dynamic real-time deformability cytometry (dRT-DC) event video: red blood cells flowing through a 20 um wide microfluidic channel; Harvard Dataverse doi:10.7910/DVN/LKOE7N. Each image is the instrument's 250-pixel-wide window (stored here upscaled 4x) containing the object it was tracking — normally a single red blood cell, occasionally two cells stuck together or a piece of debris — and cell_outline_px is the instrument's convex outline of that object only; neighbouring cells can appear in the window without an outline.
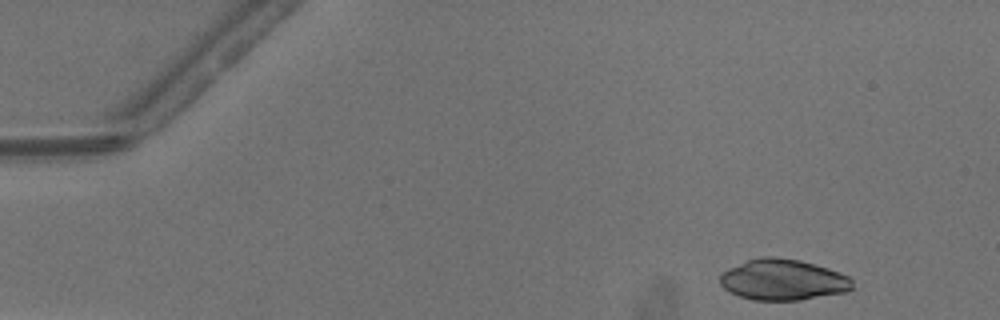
{"species": "common noctule bat (a hibernating species)", "species_latin": "Nyctalus noctula", "temperature_condition": "warm", "stored_images_in_passage": 34, "camera_frame_rate_fps": 3000, "um_per_image_px": 0.085, "animal": {"sex": "male", "body_mass_g": 13.3}, "frame": {"image": 1, "passage_image": 1, "time_ms": 0.0, "image_size_px": [1000, 320], "cell_outline_px": [[856, 288], [848, 292], [800, 300], [752, 300], [728, 292], [720, 284], [720, 276], [728, 268], [748, 260], [760, 256], [776, 256], [800, 260], [828, 268], [840, 272], [848, 276], [852, 280]], "centroid_in_image_um": [66.59, 23.78], "position_along_channel_um": 18.4, "area_um2": 31.96}}
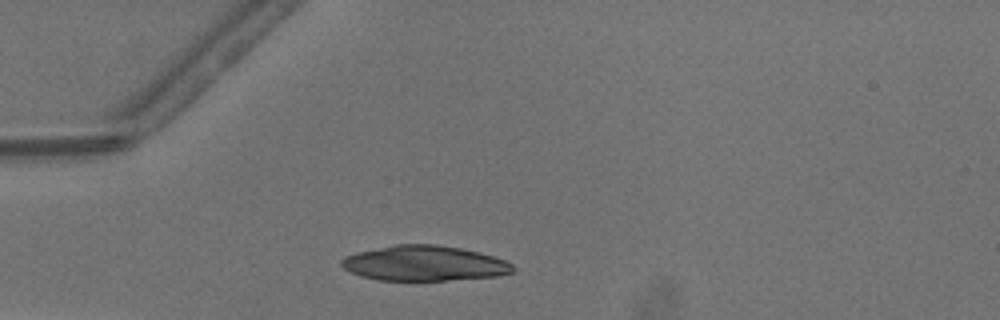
{"frame": {"image": 2, "passage_image": 10, "time_ms": 3.0, "image_size_px": [1000, 320], "cell_outline_px": [[516, 268], [512, 272], [500, 276], [444, 280], [376, 280], [360, 276], [344, 268], [340, 264], [340, 260], [344, 256], [356, 252], [396, 244], [436, 244], [460, 248], [480, 252], [504, 260], [512, 264]], "centroid_in_image_um": [36.05, 22.38], "position_along_channel_um": 49.0, "area_um2": 35.2}}